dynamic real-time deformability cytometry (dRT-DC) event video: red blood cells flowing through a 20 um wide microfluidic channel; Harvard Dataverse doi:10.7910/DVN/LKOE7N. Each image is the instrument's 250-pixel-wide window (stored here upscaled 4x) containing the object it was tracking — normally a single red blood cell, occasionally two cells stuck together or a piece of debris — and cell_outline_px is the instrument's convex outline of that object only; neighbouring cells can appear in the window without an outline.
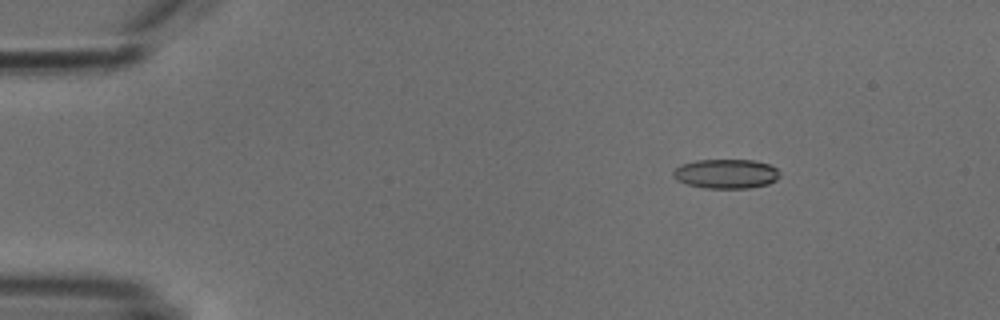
{"species": "common noctule bat (a hibernating species)", "species_latin": "Nyctalus noctula", "temperature_condition": "cold", "stored_images_in_passage": 53, "camera_frame_rate_fps": 3000, "um_per_image_px": 0.085, "animal": {"sex": "male", "body_mass_g": 18.8}, "frame": {"image": 1, "passage_image": 8, "time_ms": 2.333, "image_size_px": [1000, 320], "cell_outline_px": [[780, 176], [776, 180], [768, 184], [748, 188], [704, 188], [688, 184], [676, 180], [672, 176], [672, 172], [680, 164], [696, 160], [756, 160], [768, 164], [776, 168], [780, 172]], "centroid_in_image_um": [61.71, 14.77], "position_along_channel_um": 23.3, "area_um2": 18.38}}
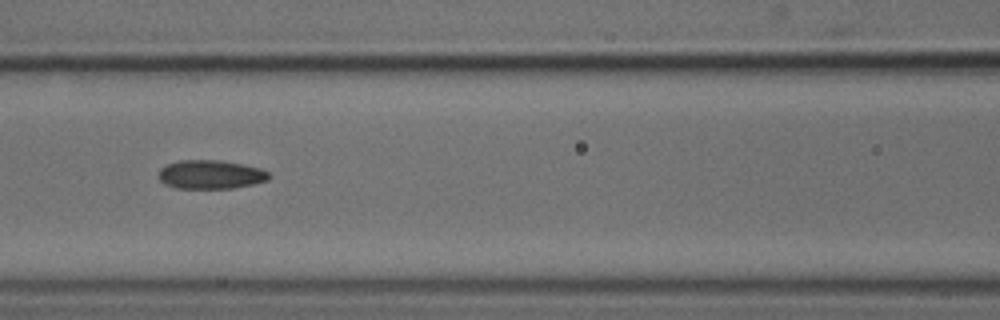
{"frame": {"image": 2, "passage_image": 24, "time_ms": 7.667, "image_size_px": [1000, 320], "cell_outline_px": [[272, 176], [268, 180], [252, 184], [232, 188], [176, 188], [164, 184], [160, 180], [160, 168], [168, 164], [180, 160], [220, 160], [260, 168], [268, 172]], "centroid_in_image_um": [17.91, 14.83], "position_along_channel_um": 148.7, "area_um2": 18.38}}
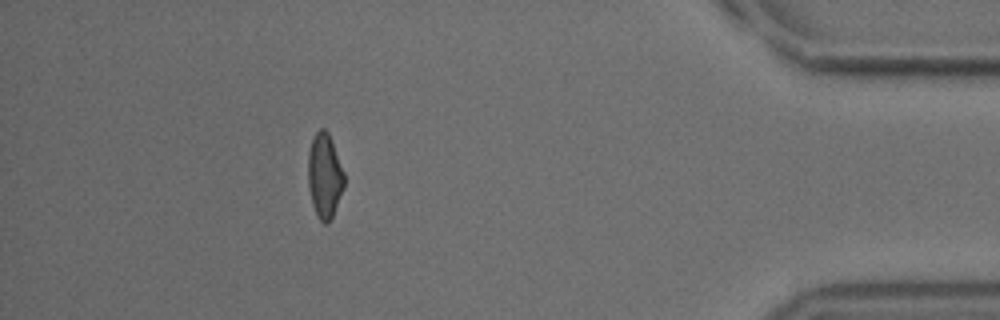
{"frame": {"image": 3, "passage_image": 48, "time_ms": 15.667, "image_size_px": [1000, 320], "cell_outline_px": [[344, 188], [332, 216], [328, 224], [324, 224], [320, 220], [312, 204], [308, 184], [308, 152], [312, 136], [320, 128], [324, 128], [328, 132], [344, 172]], "centroid_in_image_um": [27.58, 14.92], "position_along_channel_um": 407.6, "area_um2": 17.8}, "authors_computed_cell_mechanics": {"area_um2": 18.496, "velocity_mm_per_s": 3.8321, "shape_relaxation_time_tau1_ms": null, "shape_relaxation_time_tau2_ms": 2.7758, "deformation_change_tau1": null, "deformation_change_tau2": 0.0834}}